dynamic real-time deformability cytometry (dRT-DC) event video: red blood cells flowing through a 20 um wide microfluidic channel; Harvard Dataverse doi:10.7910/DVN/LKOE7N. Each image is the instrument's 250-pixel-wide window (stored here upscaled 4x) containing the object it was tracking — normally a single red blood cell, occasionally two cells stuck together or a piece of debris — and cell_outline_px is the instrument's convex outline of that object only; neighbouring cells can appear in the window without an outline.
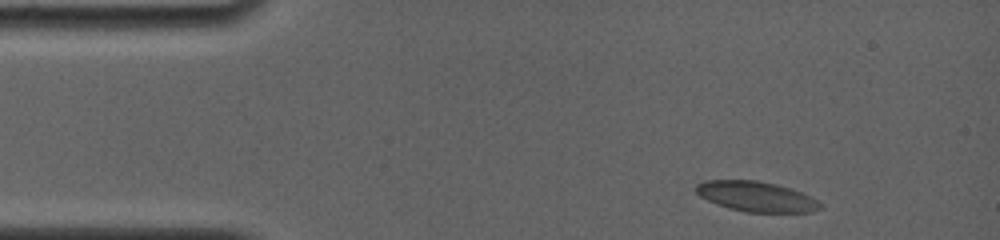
{"species": "common noctule bat (a hibernating species)", "species_latin": "Nyctalus noctula", "temperature_condition": "room temperature", "stored_images_in_passage": 4, "camera_frame_rate_fps": 4000, "um_per_image_px": 0.085, "animal": {"sex": "female", "body_mass_g": 19.0, "forearm_length_mm": 56.7}, "frame": {"image": 1, "passage_image": 1, "time_ms": 0.0, "image_size_px": [1000, 240], "cell_outline_px": [[820, 208], [812, 212], [744, 212], [728, 208], [716, 204], [700, 196], [696, 192], [696, 184], [704, 180], [756, 180], [776, 184], [800, 192], [816, 200], [820, 204]], "centroid_in_image_um": [64.22, 16.7], "position_along_channel_um": 20.8, "area_um2": 21.62}}
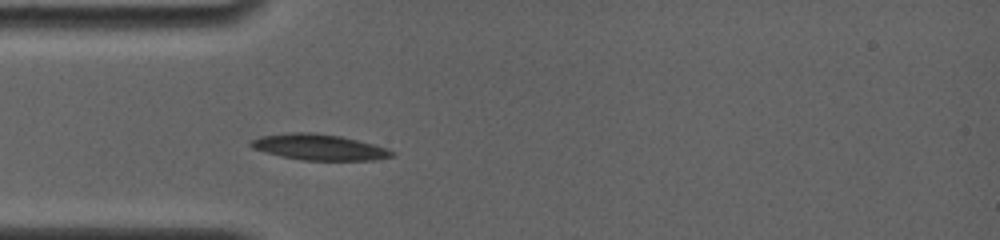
{"frame": {"image": 2, "passage_image": 4, "time_ms": 2.75, "image_size_px": [1000, 240], "cell_outline_px": [[396, 156], [376, 160], [304, 160], [280, 156], [264, 152], [252, 148], [248, 144], [252, 140], [260, 136], [288, 132], [312, 132], [340, 136], [376, 144], [388, 148], [396, 152]], "centroid_in_image_um": [27.16, 12.51], "position_along_channel_um": 57.8, "area_um2": 21.56}}